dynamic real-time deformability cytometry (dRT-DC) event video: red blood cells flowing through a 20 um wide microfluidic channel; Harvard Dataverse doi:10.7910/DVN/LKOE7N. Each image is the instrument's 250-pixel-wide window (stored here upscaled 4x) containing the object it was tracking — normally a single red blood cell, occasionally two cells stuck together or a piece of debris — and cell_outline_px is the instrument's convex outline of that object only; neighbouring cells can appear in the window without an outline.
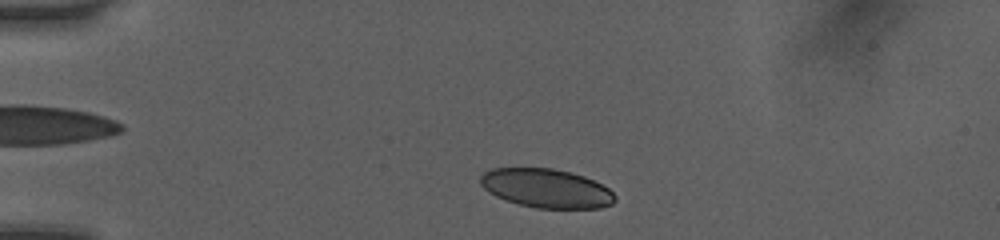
{"species": "human", "species_latin": "Homo sapiens", "temperature_condition": "room temperature", "stored_images_in_passage": 35, "camera_frame_rate_fps": 3000, "um_per_image_px": 0.085, "donor": {"sex": "female"}, "frame": {"image": 1, "passage_image": 3, "time_ms": 1.0, "image_size_px": [1000, 240], "cell_outline_px": [[616, 200], [612, 204], [600, 208], [536, 208], [520, 204], [496, 196], [488, 192], [480, 184], [480, 176], [484, 172], [492, 168], [552, 168], [572, 172], [584, 176], [608, 188], [616, 196]], "centroid_in_image_um": [46.44, 16.0], "position_along_channel_um": 38.6, "area_um2": 30.46}}
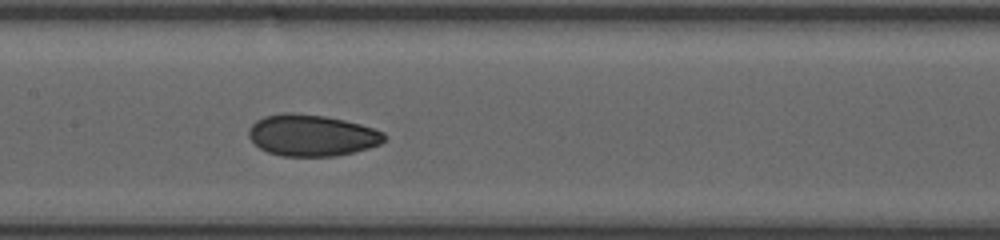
{"frame": {"image": 2, "passage_image": 15, "time_ms": 5.667, "image_size_px": [1000, 240], "cell_outline_px": [[384, 140], [380, 144], [368, 148], [336, 156], [280, 156], [268, 152], [260, 148], [248, 136], [248, 128], [256, 120], [264, 116], [284, 112], [292, 112], [324, 116], [344, 120], [360, 124], [384, 132]], "centroid_in_image_um": [26.47, 11.5], "position_along_channel_um": 180.9, "area_um2": 32.71}}
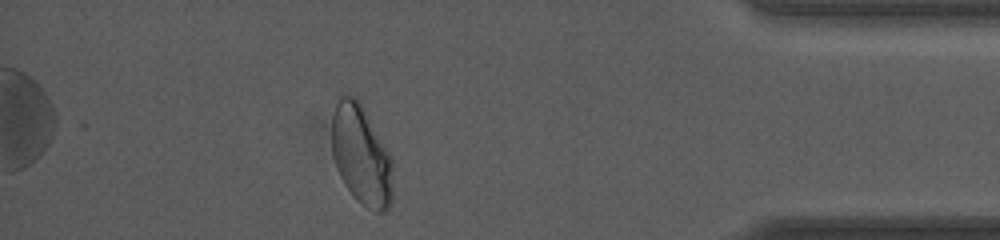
{"frame": {"image": 3, "passage_image": 30, "time_ms": 12.0, "image_size_px": [1000, 240], "cell_outline_px": [[392, 200], [388, 208], [384, 212], [376, 212], [360, 204], [352, 196], [344, 184], [336, 168], [332, 156], [332, 112], [336, 96], [340, 92], [344, 92], [356, 96], [360, 100], [388, 152], [392, 160]], "centroid_in_image_um": [30.66, 13.12], "position_along_channel_um": 404.5, "area_um2": 36.3}, "authors_computed_cell_mechanics": {"area_um2": 32.7148, "velocity_mm_per_s": 4.1008, "shape_relaxation_time_tau1_ms": 4.8716, "shape_relaxation_time_tau2_ms": 1.2562, "deformation_change_tau1": 0.1237, "deformation_change_tau2": 0.0506}}